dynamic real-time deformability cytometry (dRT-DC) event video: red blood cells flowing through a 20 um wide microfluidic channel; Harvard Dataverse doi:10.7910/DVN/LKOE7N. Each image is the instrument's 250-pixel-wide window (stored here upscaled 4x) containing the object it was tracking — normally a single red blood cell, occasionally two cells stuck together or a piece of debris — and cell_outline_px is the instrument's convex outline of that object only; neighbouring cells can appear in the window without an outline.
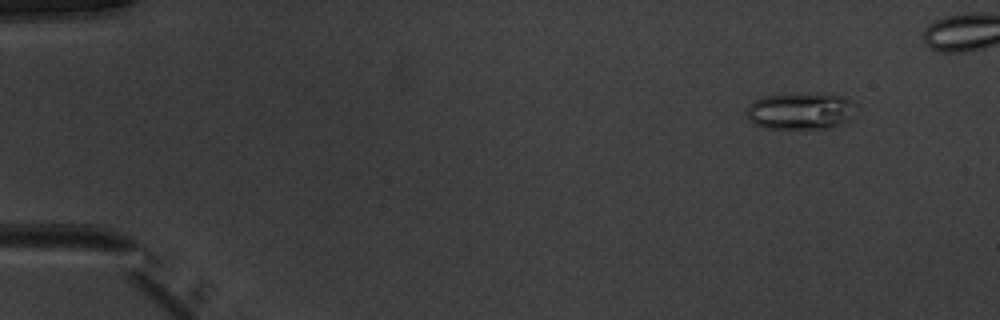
{"species": "common noctule bat (a hibernating species)", "species_latin": "Nyctalus noctula", "temperature_condition": "warm", "stored_images_in_passage": 48, "camera_frame_rate_fps": 3000, "um_per_image_px": 0.085, "animal": {"sex": "male", "body_mass_g": 20.1, "forearm_length_mm": 53.5}, "frame": {"image": 1, "passage_image": 6, "time_ms": 1.667, "image_size_px": [1000, 320], "cell_outline_px": [[856, 116], [852, 120], [844, 124], [832, 128], [764, 128], [756, 124], [748, 116], [748, 104], [764, 96], [844, 96], [856, 104]], "centroid_in_image_um": [68.15, 9.5], "position_along_channel_um": 16.8, "area_um2": 22.77}}
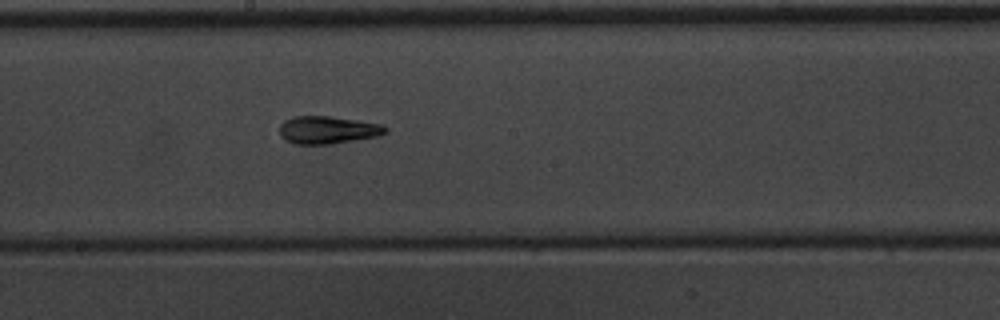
{"frame": {"image": 2, "passage_image": 30, "time_ms": 9.667, "image_size_px": [1000, 320], "cell_outline_px": [[388, 132], [380, 136], [328, 144], [292, 144], [284, 140], [280, 136], [280, 124], [284, 120], [292, 116], [332, 116], [384, 124], [388, 128]], "centroid_in_image_um": [27.87, 11.04], "position_along_channel_um": 220.3, "area_um2": 17.4}}
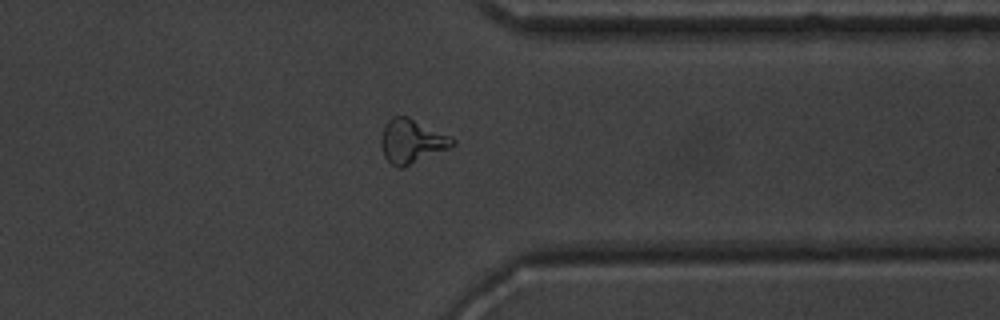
{"frame": {"image": 3, "passage_image": 42, "time_ms": 13.667, "image_size_px": [1000, 320], "cell_outline_px": [[456, 144], [452, 148], [404, 168], [396, 168], [384, 156], [380, 144], [380, 140], [384, 128], [388, 120], [392, 116], [408, 116], [456, 140]], "centroid_in_image_um": [35.0, 12.04], "position_along_channel_um": 376.4, "area_um2": 18.44}}